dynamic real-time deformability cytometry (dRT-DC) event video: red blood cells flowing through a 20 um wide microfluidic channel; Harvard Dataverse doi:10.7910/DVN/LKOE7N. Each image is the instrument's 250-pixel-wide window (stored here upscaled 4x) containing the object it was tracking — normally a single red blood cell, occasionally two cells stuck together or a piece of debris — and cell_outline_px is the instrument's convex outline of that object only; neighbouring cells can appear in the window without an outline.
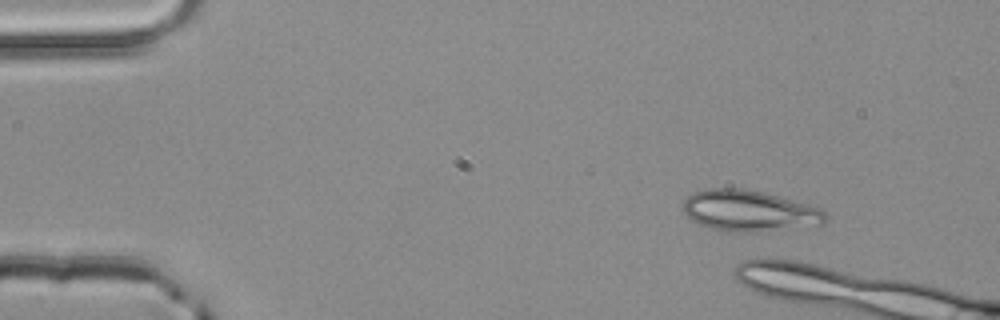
{"species": "common noctule bat (a hibernating species)", "species_latin": "Nyctalus noctula", "temperature_condition": "room temperature", "stored_images_in_passage": 5, "camera_frame_rate_fps": 3000, "um_per_image_px": 0.085, "animal": {"sex": "male", "body_mass_g": 20.4}, "frame": {"image": 1, "passage_image": 1, "time_ms": 0.0, "image_size_px": [1000, 320], "cell_outline_px": [[828, 220], [824, 224], [756, 232], [724, 232], [700, 224], [692, 220], [680, 208], [684, 200], [688, 196], [704, 188], [744, 188], [764, 192], [808, 204], [820, 208], [828, 216]], "centroid_in_image_um": [63.67, 17.92], "position_along_channel_um": 21.3, "area_um2": 34.33}}